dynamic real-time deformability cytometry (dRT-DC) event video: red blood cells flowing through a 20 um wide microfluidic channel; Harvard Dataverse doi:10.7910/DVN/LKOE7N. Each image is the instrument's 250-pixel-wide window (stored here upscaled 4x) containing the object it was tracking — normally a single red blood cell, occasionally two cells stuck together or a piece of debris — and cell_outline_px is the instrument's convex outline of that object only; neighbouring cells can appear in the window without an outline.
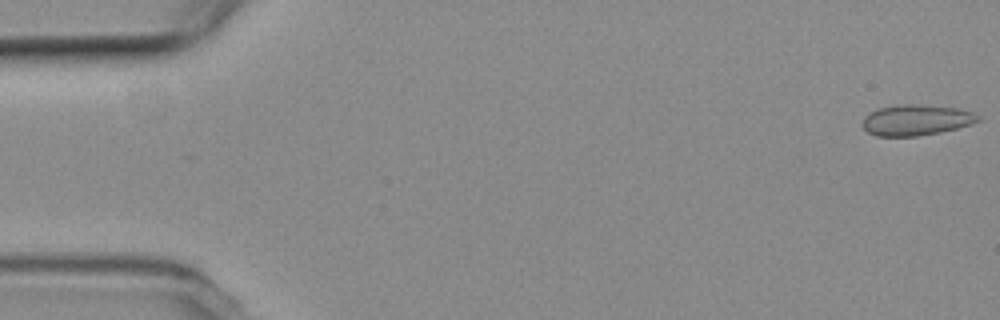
{"species": "common noctule bat (a hibernating species)", "species_latin": "Nyctalus noctula", "temperature_condition": "room temperature", "stored_images_in_passage": 8, "camera_frame_rate_fps": 3000, "um_per_image_px": 0.085, "animal": {"sex": "female", "body_mass_g": 19.3, "forearm_length_mm": 54.1}, "frame": {"image": 1, "passage_image": 1, "time_ms": 0.0, "image_size_px": [1000, 320], "cell_outline_px": [[980, 120], [972, 124], [940, 132], [916, 136], [876, 136], [868, 132], [860, 124], [864, 116], [876, 108], [896, 104], [912, 104], [960, 108], [972, 112], [980, 116]], "centroid_in_image_um": [77.84, 10.19], "position_along_channel_um": 7.2, "area_um2": 20.92}}